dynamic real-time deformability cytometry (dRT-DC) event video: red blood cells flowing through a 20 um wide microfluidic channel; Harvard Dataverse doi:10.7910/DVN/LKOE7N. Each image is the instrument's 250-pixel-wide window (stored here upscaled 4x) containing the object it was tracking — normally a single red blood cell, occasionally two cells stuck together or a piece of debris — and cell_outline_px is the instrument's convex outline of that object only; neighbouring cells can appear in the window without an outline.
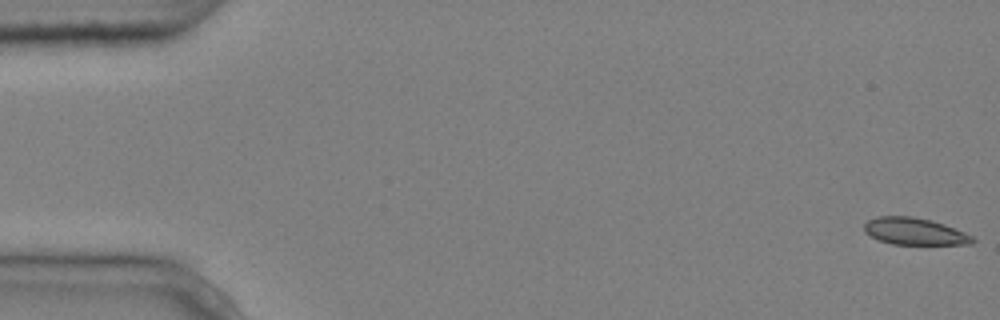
{"species": "common noctule bat (a hibernating species)", "species_latin": "Nyctalus noctula", "temperature_condition": "cold", "stored_images_in_passage": 5, "camera_frame_rate_fps": 3000, "um_per_image_px": 0.085, "animal": {"sex": "male", "body_mass_g": 20.4}, "frame": {"image": 1, "passage_image": 1, "time_ms": 0.0, "image_size_px": [1000, 320], "cell_outline_px": [[976, 240], [972, 244], [892, 244], [880, 240], [864, 232], [864, 224], [868, 220], [876, 216], [912, 216], [932, 220], [944, 224], [964, 232], [972, 236]], "centroid_in_image_um": [77.74, 19.66], "position_along_channel_um": 7.3, "area_um2": 16.99}}
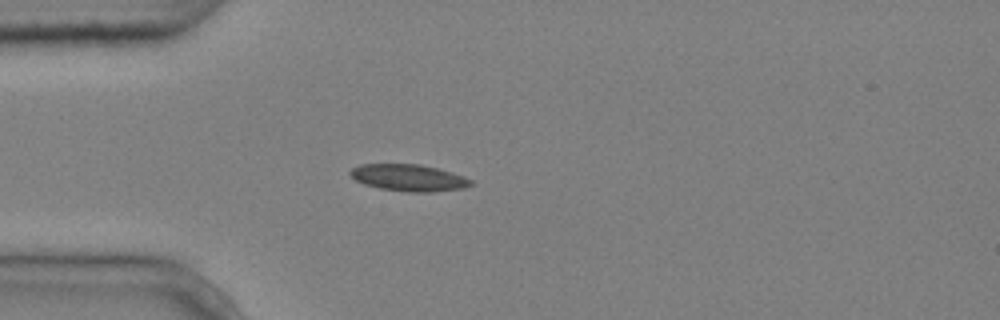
{"frame": {"image": 2, "passage_image": 5, "time_ms": 1.333, "image_size_px": [1000, 320], "cell_outline_px": [[472, 184], [464, 188], [432, 192], [408, 192], [380, 188], [364, 184], [356, 180], [348, 172], [352, 168], [360, 164], [420, 164], [452, 172], [464, 176], [472, 180]], "centroid_in_image_um": [34.75, 15.1], "position_along_channel_um": 50.3, "area_um2": 18.79}}